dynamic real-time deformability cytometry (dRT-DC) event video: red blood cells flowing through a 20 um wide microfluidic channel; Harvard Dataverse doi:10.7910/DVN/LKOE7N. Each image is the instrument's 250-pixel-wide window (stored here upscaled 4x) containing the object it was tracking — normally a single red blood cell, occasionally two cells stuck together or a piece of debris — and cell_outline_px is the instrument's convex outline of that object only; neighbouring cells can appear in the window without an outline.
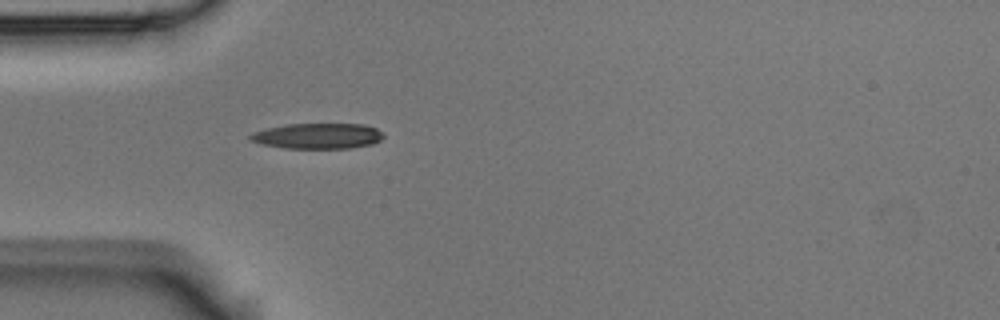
{"species": "Egyptian fruit bat (a non-hibernating species)", "species_latin": "Rousettus aegyptiacus", "temperature_condition": "room temperature", "stored_images_in_passage": 5, "camera_frame_rate_fps": 3000, "um_per_image_px": 0.085, "animal": {"sex": "male"}, "frame": {"image": 1, "passage_image": 5, "time_ms": 1.333, "image_size_px": [1000, 320], "cell_outline_px": [[384, 136], [380, 140], [372, 144], [352, 148], [284, 148], [260, 144], [252, 140], [248, 136], [252, 132], [268, 128], [288, 124], [364, 124], [376, 128], [384, 132]], "centroid_in_image_um": [27.03, 11.56], "position_along_channel_um": 58.0, "area_um2": 19.88}}